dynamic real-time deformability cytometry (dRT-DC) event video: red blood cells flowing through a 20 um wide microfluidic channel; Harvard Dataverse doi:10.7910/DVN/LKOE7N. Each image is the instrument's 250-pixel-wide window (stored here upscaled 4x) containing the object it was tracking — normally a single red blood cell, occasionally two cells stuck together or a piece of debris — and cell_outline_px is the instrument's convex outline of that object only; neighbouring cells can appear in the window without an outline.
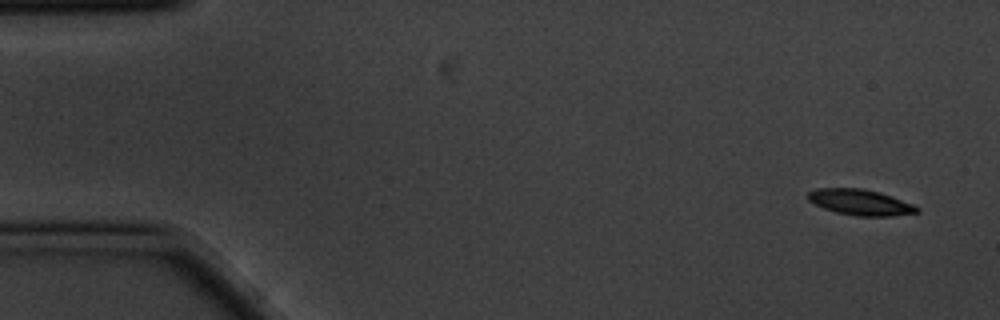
{"species": "common noctule bat (a hibernating species)", "species_latin": "Nyctalus noctula", "temperature_condition": "cold", "stored_images_in_passage": 4, "camera_frame_rate_fps": 3000, "um_per_image_px": 0.085, "animal": {"sex": "male", "body_mass_g": 20.1, "forearm_length_mm": 53.5}, "frame": {"image": 1, "passage_image": 1, "time_ms": 0.0, "image_size_px": [1000, 320], "cell_outline_px": [[920, 212], [892, 216], [856, 216], [836, 212], [824, 208], [808, 200], [808, 192], [816, 188], [864, 188], [880, 192], [916, 204], [920, 208]], "centroid_in_image_um": [73.19, 17.19], "position_along_channel_um": 11.8, "area_um2": 16.59}}
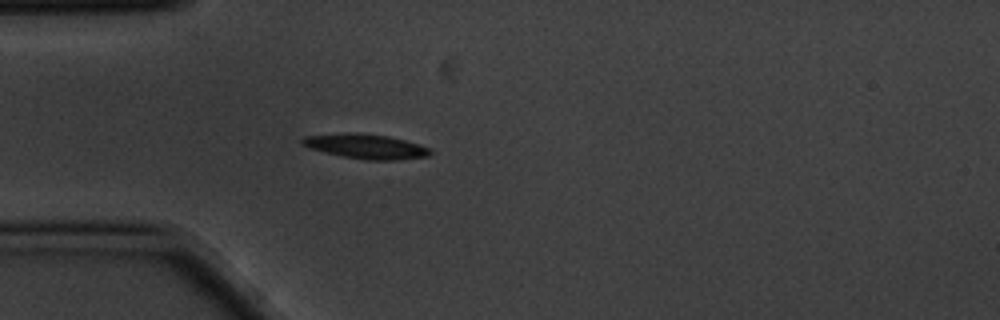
{"frame": {"image": 2, "passage_image": 4, "time_ms": 1.0, "image_size_px": [1000, 320], "cell_outline_px": [[432, 152], [428, 156], [396, 160], [368, 160], [344, 156], [308, 148], [300, 144], [300, 140], [304, 136], [344, 132], [348, 132], [388, 136], [404, 140], [428, 148]], "centroid_in_image_um": [31.03, 12.43], "position_along_channel_um": 54.0, "area_um2": 18.21}}